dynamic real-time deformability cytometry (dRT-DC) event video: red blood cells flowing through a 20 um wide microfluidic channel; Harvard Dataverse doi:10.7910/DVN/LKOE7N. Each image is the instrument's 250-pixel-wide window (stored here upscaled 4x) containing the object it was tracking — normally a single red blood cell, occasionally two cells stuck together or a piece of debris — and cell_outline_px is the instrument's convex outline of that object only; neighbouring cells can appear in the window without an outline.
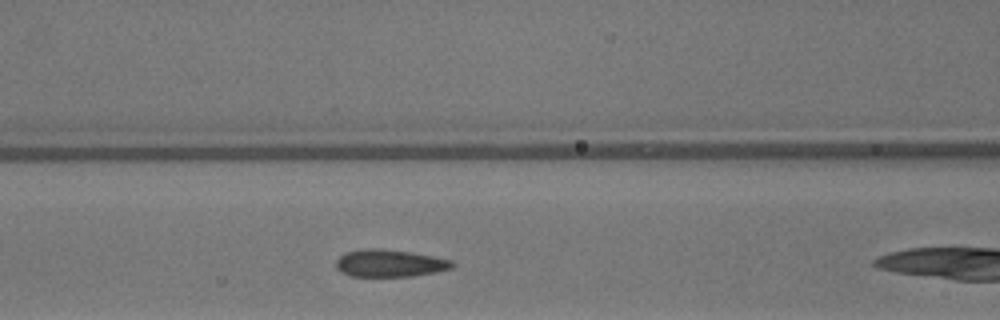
{"species": "common noctule bat (a hibernating species)", "species_latin": "Nyctalus noctula", "temperature_condition": "warm", "stored_images_in_passage": 9, "segment_of_instrument_passage": [2, 2], "camera_frame_rate_fps": 3000, "um_per_image_px": 0.085, "animal": {"sex": "male", "body_mass_g": 13.3}, "frame": {"image": 1, "passage_image": 8, "time_ms": 2.333, "image_size_px": [1000, 320], "cell_outline_px": [[456, 264], [452, 268], [436, 272], [412, 276], [348, 276], [340, 272], [336, 268], [336, 260], [344, 252], [368, 248], [372, 248], [412, 252], [452, 260]], "centroid_in_image_um": [33.11, 22.38], "position_along_channel_um": 133.5, "area_um2": 18.55}}